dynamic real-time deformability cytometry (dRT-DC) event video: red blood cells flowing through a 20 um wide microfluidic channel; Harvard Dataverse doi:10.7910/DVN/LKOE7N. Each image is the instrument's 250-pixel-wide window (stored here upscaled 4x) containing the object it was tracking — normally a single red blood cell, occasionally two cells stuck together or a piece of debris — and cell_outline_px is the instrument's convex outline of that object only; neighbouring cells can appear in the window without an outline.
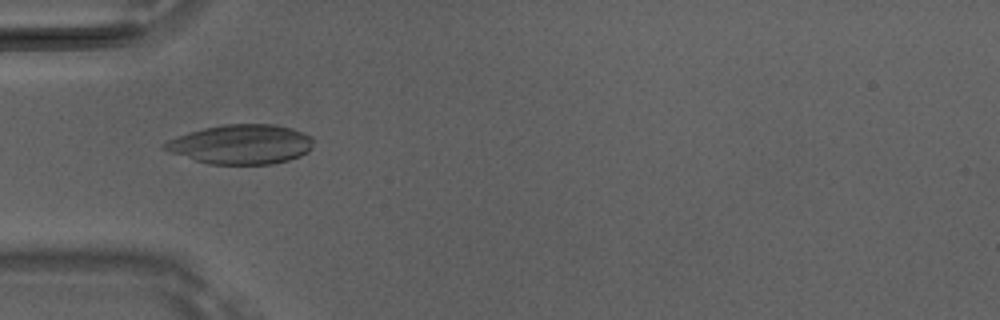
{"species": "Egyptian fruit bat (a non-hibernating species)", "species_latin": "Rousettus aegyptiacus", "temperature_condition": "room temperature", "stored_images_in_passage": 46, "camera_frame_rate_fps": 3000, "um_per_image_px": 0.085, "animal": {"sex": "male"}, "frame": {"image": 1, "passage_image": 13, "time_ms": 4.0, "image_size_px": [1000, 320], "cell_outline_px": [[312, 148], [308, 152], [300, 156], [288, 160], [272, 164], [208, 164], [160, 148], [160, 144], [168, 140], [204, 128], [224, 124], [276, 124], [292, 128], [312, 136]], "centroid_in_image_um": [20.53, 12.26], "position_along_channel_um": 64.5, "area_um2": 34.1}}
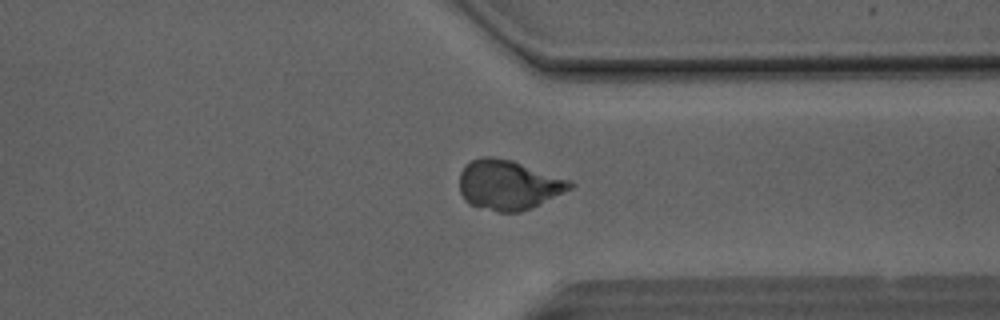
{"frame": {"image": 2, "passage_image": 35, "time_ms": 11.333, "image_size_px": [1000, 320], "cell_outline_px": [[576, 184], [572, 188], [532, 208], [520, 212], [496, 212], [468, 204], [464, 200], [460, 192], [460, 172], [464, 164], [472, 160], [484, 156], [492, 156], [512, 160], [572, 180]], "centroid_in_image_um": [43.22, 15.71], "position_along_channel_um": 368.2, "area_um2": 32.43}}
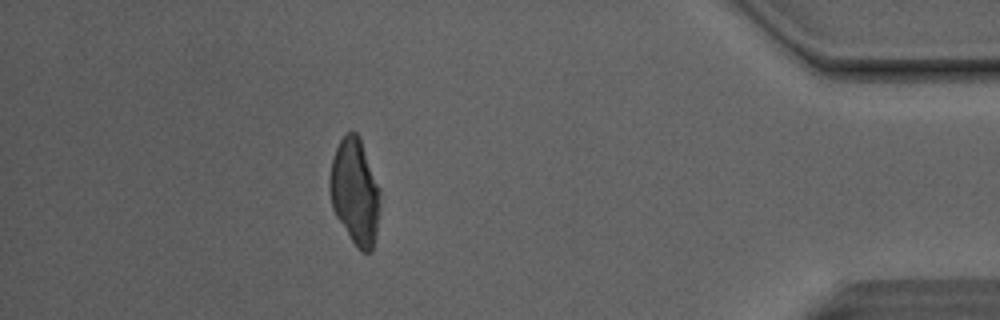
{"frame": {"image": 3, "passage_image": 41, "time_ms": 13.333, "image_size_px": [1000, 320], "cell_outline_px": [[380, 204], [376, 232], [372, 252], [360, 252], [356, 248], [336, 216], [332, 208], [328, 188], [328, 180], [332, 160], [336, 148], [340, 140], [348, 132], [356, 132], [360, 136], [380, 188]], "centroid_in_image_um": [30.16, 16.3], "position_along_channel_um": 405.0, "area_um2": 31.44}}